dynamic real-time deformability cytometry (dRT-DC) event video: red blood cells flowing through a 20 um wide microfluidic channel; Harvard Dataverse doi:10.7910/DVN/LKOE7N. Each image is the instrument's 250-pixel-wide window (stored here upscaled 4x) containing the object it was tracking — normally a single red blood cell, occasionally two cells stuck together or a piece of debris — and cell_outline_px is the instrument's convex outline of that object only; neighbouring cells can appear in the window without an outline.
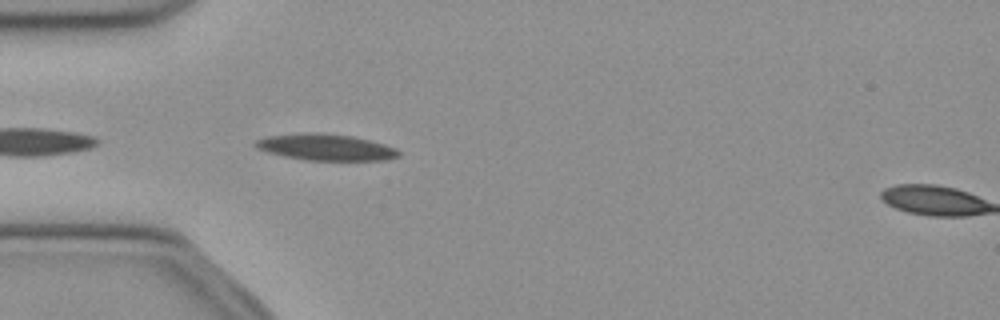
{"species": "common noctule bat (a hibernating species)", "species_latin": "Nyctalus noctula", "temperature_condition": "cold", "stored_images_in_passage": 3, "camera_frame_rate_fps": 3000, "um_per_image_px": 0.085, "animal": {"sex": "female", "body_mass_g": 21.9}, "frame": {"image": 1, "passage_image": 2, "time_ms": 0.333, "image_size_px": [1000, 320], "cell_outline_px": [[400, 156], [388, 160], [304, 160], [284, 156], [268, 152], [256, 148], [252, 144], [256, 140], [268, 136], [300, 132], [320, 132], [352, 136], [384, 144], [396, 148], [400, 152]], "centroid_in_image_um": [27.67, 12.51], "position_along_channel_um": 57.3, "area_um2": 22.2}}